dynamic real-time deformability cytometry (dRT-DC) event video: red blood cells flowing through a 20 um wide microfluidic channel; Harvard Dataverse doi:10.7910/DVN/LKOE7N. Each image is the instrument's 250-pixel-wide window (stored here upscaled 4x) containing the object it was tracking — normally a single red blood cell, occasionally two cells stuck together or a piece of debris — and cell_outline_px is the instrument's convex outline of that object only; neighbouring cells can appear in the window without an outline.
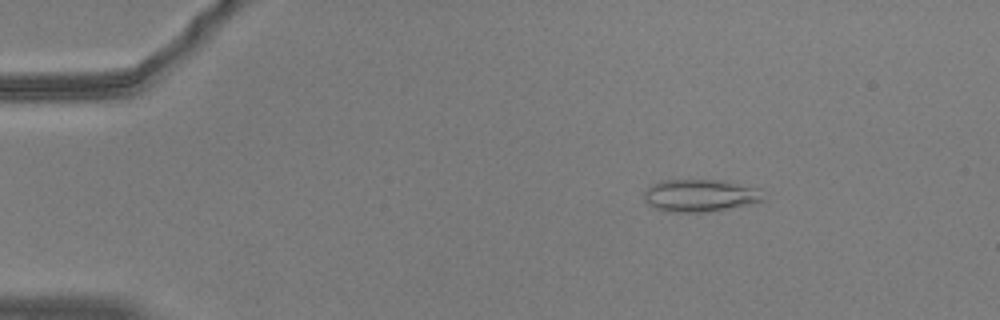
{"species": "common noctule bat (a hibernating species)", "species_latin": "Nyctalus noctula", "temperature_condition": "warm", "stored_images_in_passage": 55, "camera_frame_rate_fps": 3000, "um_per_image_px": 0.085, "animal": {"sex": "male", "body_mass_g": 20.5, "forearm_length_mm": 52.5}, "frame": {"image": 1, "passage_image": 9, "time_ms": 2.667, "image_size_px": [1000, 320], "cell_outline_px": [[764, 200], [752, 204], [708, 212], [668, 212], [652, 208], [644, 200], [644, 192], [652, 184], [660, 180], [728, 180], [760, 188]], "centroid_in_image_um": [59.52, 16.61], "position_along_channel_um": 25.5, "area_um2": 23.0}}
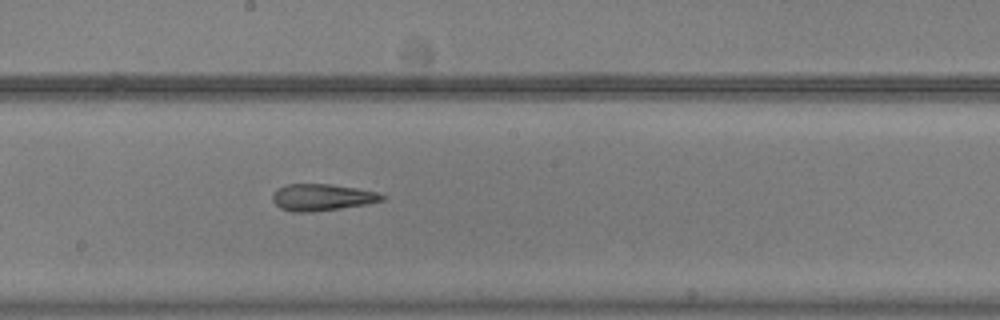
{"frame": {"image": 2, "passage_image": 31, "time_ms": 10.0, "image_size_px": [1000, 320], "cell_outline_px": [[388, 196], [384, 200], [364, 204], [340, 208], [312, 212], [296, 212], [280, 208], [272, 200], [272, 196], [276, 188], [284, 184], [328, 184], [356, 188], [380, 192]], "centroid_in_image_um": [27.37, 16.76], "position_along_channel_um": 220.8, "area_um2": 17.11}}
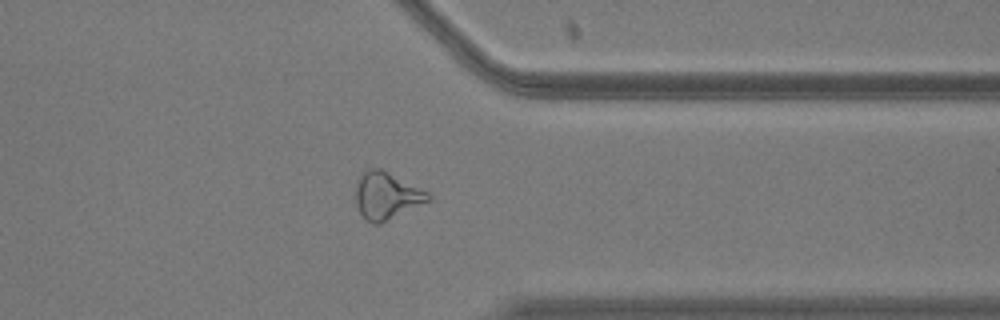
{"frame": {"image": 3, "passage_image": 44, "time_ms": 14.333, "image_size_px": [1000, 320], "cell_outline_px": [[432, 200], [380, 224], [372, 224], [360, 212], [356, 204], [356, 184], [360, 176], [368, 168], [380, 168], [428, 192], [432, 196]], "centroid_in_image_um": [32.87, 16.64], "position_along_channel_um": 378.5, "area_um2": 19.77}, "authors_computed_cell_mechanics": {"area_um2": 19.7676, "velocity_mm_per_s": 3.7343, "shape_relaxation_time_tau1_ms": null, "shape_relaxation_time_tau2_ms": 3.4231, "deformation_change_tau1": null, "deformation_change_tau2": 0.1433}}